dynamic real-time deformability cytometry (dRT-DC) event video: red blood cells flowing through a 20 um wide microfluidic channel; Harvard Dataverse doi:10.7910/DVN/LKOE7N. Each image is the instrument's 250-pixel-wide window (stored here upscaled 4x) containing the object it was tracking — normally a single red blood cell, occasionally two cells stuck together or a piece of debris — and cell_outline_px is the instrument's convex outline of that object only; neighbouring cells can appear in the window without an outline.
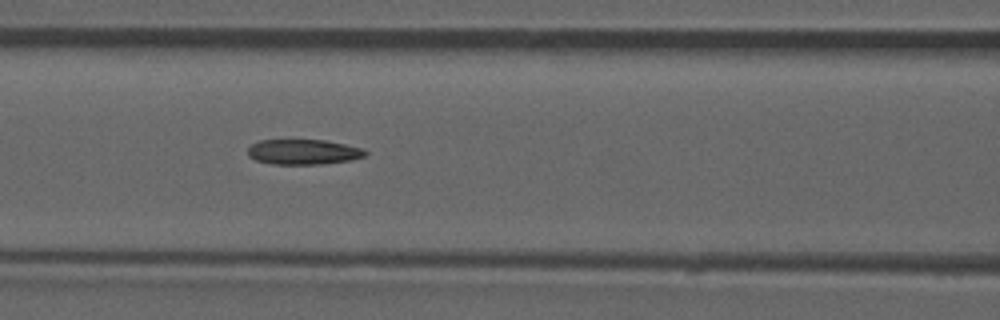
{"species": "common noctule bat (a hibernating species)", "species_latin": "Nyctalus noctula", "temperature_condition": "room temperature", "stored_images_in_passage": 51, "camera_frame_rate_fps": 3000, "um_per_image_px": 0.085, "animal": {"sex": "male", "forearm_length_mm": 52.5}, "frame": {"image": 1, "passage_image": 22, "time_ms": 7.0, "image_size_px": [1000, 320], "cell_outline_px": [[368, 152], [364, 156], [352, 160], [320, 164], [272, 164], [256, 160], [248, 156], [248, 148], [252, 144], [260, 140], [324, 140], [364, 148]], "centroid_in_image_um": [25.79, 12.91], "position_along_channel_um": 140.8, "area_um2": 17.22}}